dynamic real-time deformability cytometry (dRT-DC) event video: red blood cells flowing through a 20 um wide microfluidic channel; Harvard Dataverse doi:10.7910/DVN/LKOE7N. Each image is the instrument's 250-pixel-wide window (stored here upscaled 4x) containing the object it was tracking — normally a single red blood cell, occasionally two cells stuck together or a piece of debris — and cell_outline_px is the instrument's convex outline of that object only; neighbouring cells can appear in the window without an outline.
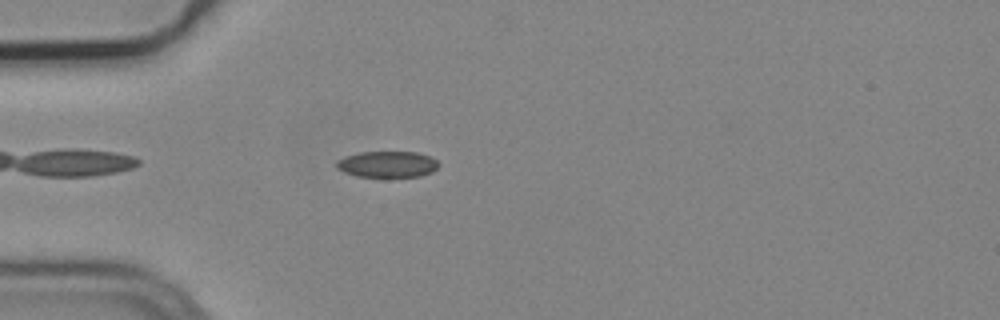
{"species": "common noctule bat (a hibernating species)", "species_latin": "Nyctalus noctula", "temperature_condition": "cold", "stored_images_in_passage": 5, "camera_frame_rate_fps": 3000, "um_per_image_px": 0.085, "animal": {"sex": "male", "body_mass_g": 19.2, "forearm_length_mm": 51.8}, "frame": {"image": 1, "passage_image": 5, "time_ms": 1.333, "image_size_px": [1000, 320], "cell_outline_px": [[440, 164], [432, 172], [420, 176], [356, 176], [344, 172], [336, 168], [336, 160], [344, 156], [360, 152], [416, 152], [428, 156], [436, 160]], "centroid_in_image_um": [32.89, 13.95], "position_along_channel_um": 52.1, "area_um2": 15.49}}